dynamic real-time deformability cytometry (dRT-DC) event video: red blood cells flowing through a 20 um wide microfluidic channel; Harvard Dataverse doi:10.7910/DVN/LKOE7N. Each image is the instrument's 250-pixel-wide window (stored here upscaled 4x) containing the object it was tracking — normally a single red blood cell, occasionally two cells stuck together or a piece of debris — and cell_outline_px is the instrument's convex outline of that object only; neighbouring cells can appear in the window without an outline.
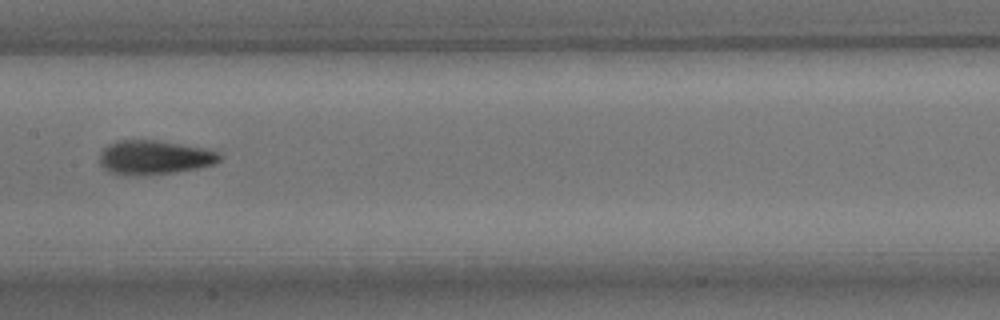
{"species": "common noctule bat (a hibernating species)", "species_latin": "Nyctalus noctula", "temperature_condition": "room temperature", "stored_images_in_passage": 35, "camera_frame_rate_fps": 3000, "um_per_image_px": 0.085, "animal": {"sex": "male", "body_mass_g": 15.6}, "frame": {"image": 1, "passage_image": 25, "time_ms": 8.0, "image_size_px": [1000, 320], "cell_outline_px": [[220, 160], [216, 164], [196, 168], [172, 172], [144, 176], [108, 172], [100, 164], [100, 152], [108, 144], [116, 140], [156, 140], [204, 148], [220, 152]], "centroid_in_image_um": [13.1, 13.37], "position_along_channel_um": 194.3, "area_um2": 23.81}}